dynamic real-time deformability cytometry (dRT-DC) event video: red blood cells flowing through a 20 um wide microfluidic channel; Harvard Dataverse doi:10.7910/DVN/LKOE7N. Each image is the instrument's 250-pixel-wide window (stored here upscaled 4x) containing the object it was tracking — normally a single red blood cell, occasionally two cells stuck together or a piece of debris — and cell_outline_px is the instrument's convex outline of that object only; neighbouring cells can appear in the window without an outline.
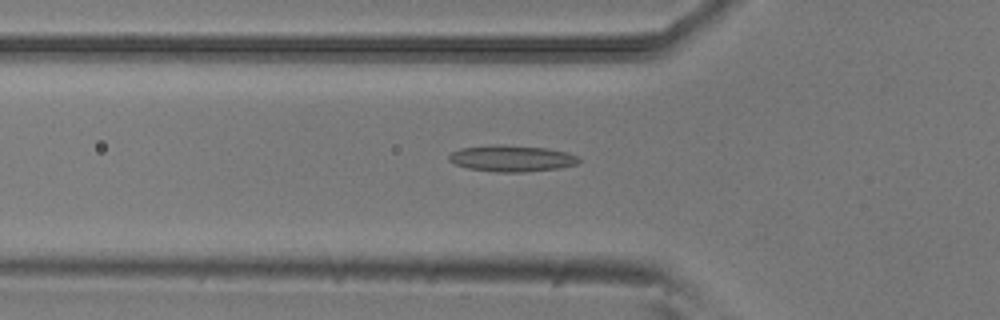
{"species": "common noctule bat (a hibernating species)", "species_latin": "Nyctalus noctula", "temperature_condition": "room temperature", "stored_images_in_passage": 51, "camera_frame_rate_fps": 3000, "um_per_image_px": 0.085, "animal": {"sex": "male", "body_mass_g": 20.5, "forearm_length_mm": 52.5}, "frame": {"image": 1, "passage_image": 17, "time_ms": 5.333, "image_size_px": [1000, 320], "cell_outline_px": [[580, 160], [576, 164], [560, 168], [520, 172], [496, 172], [468, 168], [452, 164], [448, 160], [448, 156], [452, 152], [460, 148], [492, 144], [500, 144], [548, 148], [568, 152], [576, 156]], "centroid_in_image_um": [43.45, 13.45], "position_along_channel_um": 82.3, "area_um2": 20.11}}
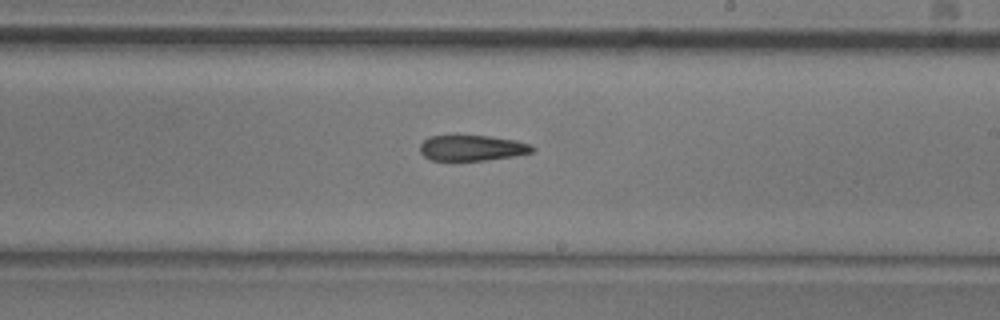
{"frame": {"image": 2, "passage_image": 30, "time_ms": 9.667, "image_size_px": [1000, 320], "cell_outline_px": [[536, 148], [532, 152], [512, 156], [484, 160], [432, 160], [424, 156], [420, 152], [420, 144], [428, 136], [456, 132], [488, 136], [516, 140], [532, 144]], "centroid_in_image_um": [40.07, 12.51], "position_along_channel_um": 248.9, "area_um2": 17.51}}
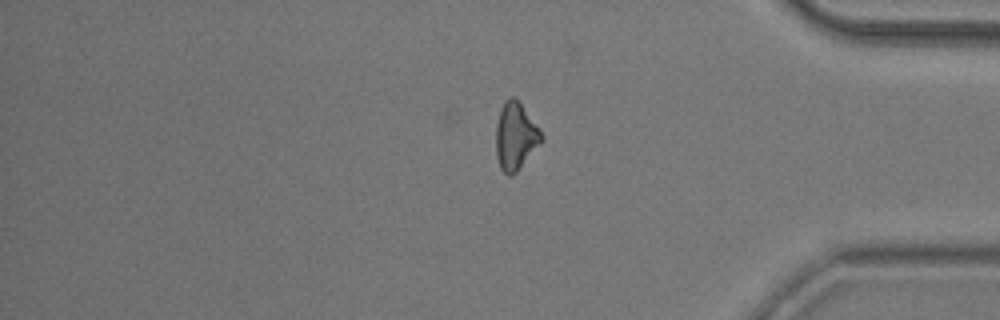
{"frame": {"image": 3, "passage_image": 43, "time_ms": 14.0, "image_size_px": [1000, 320], "cell_outline_px": [[544, 140], [516, 172], [512, 176], [508, 176], [500, 168], [496, 156], [496, 124], [500, 108], [504, 100], [508, 96], [512, 96], [520, 104], [540, 128], [544, 136]], "centroid_in_image_um": [43.82, 11.59], "position_along_channel_um": 391.4, "area_um2": 17.98}, "authors_computed_cell_mechanics": {"area_um2": 18.0336, "velocity_mm_per_s": 3.8203, "shape_relaxation_time_tau1_ms": null, "shape_relaxation_time_tau2_ms": 10.2721, "deformation_change_tau1": null, "deformation_change_tau2": 0.242}}